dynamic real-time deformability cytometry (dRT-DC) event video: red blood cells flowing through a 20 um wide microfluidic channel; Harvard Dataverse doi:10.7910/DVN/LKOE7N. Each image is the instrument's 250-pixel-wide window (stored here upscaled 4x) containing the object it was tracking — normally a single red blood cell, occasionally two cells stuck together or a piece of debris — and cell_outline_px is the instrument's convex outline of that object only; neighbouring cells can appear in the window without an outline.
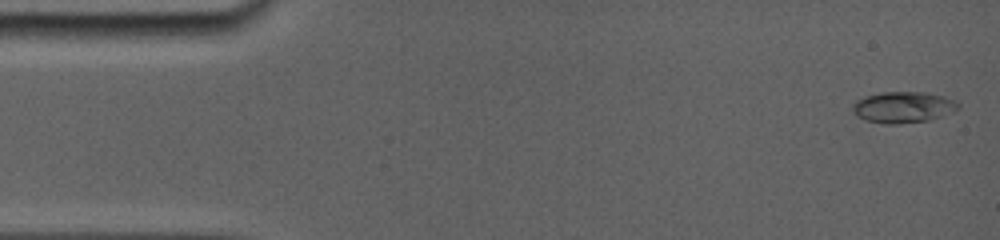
{"species": "common noctule bat (a hibernating species)", "species_latin": "Nyctalus noctula", "temperature_condition": "room temperature", "stored_images_in_passage": 30, "camera_frame_rate_fps": 5000, "um_per_image_px": 0.085, "animal": {"sex": "female", "body_mass_g": 19.0, "forearm_length_mm": 56.7}, "frame": {"image": 1, "passage_image": 1, "time_ms": 0.0, "image_size_px": [1000, 240], "cell_outline_px": [[960, 104], [956, 108], [924, 120], [868, 120], [860, 116], [852, 108], [856, 100], [864, 96], [880, 92], [928, 92], [944, 96]], "centroid_in_image_um": [76.74, 9.0], "position_along_channel_um": 8.3, "area_um2": 17.4}}
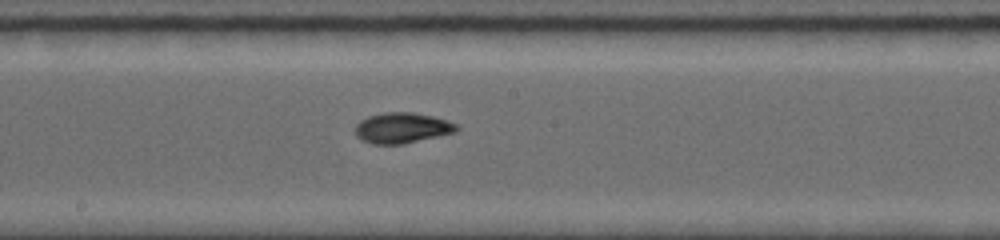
{"frame": {"image": 2, "passage_image": 18, "time_ms": 8.4, "image_size_px": [1000, 240], "cell_outline_px": [[460, 128], [452, 132], [436, 136], [400, 144], [376, 144], [364, 140], [356, 136], [356, 124], [360, 120], [368, 116], [384, 112], [412, 112], [432, 116], [456, 124]], "centroid_in_image_um": [34.13, 10.85], "position_along_channel_um": 214.1, "area_um2": 17.57}}
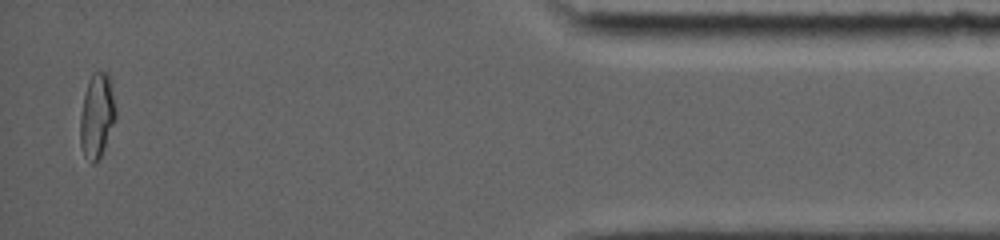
{"frame": {"image": 3, "passage_image": 30, "time_ms": 15.4, "image_size_px": [1000, 240], "cell_outline_px": [[116, 120], [104, 148], [96, 164], [92, 164], [84, 156], [80, 144], [80, 116], [84, 96], [88, 80], [92, 72], [104, 72], [108, 76], [116, 108]], "centroid_in_image_um": [8.23, 9.88], "position_along_channel_um": 427.0, "area_um2": 17.46}, "authors_computed_cell_mechanics": {"area_um2": 17.0799, "velocity_mm_per_s": 3.8459, "shape_relaxation_time_tau1_ms": 7.9609, "shape_relaxation_time_tau2_ms": 1.5945, "deformation_change_tau1": 0.2511, "deformation_change_tau2": 0.0443}}